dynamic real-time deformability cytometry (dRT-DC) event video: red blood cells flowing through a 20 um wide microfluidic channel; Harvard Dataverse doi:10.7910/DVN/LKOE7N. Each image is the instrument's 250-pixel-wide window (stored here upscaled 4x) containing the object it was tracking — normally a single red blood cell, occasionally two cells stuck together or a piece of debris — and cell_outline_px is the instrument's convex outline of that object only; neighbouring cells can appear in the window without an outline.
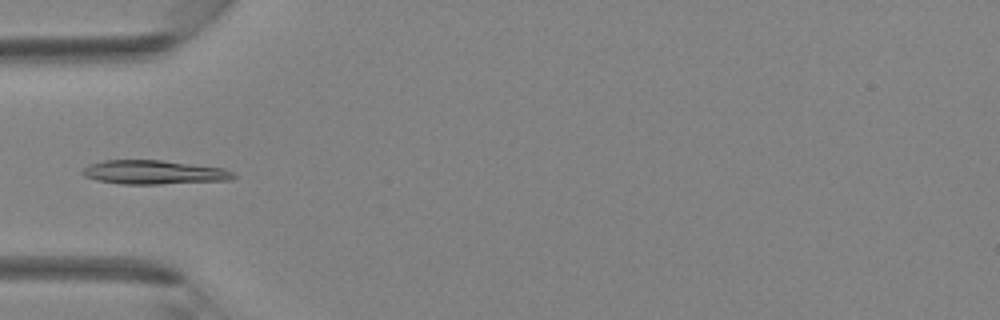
{"species": "Egyptian fruit bat (a non-hibernating species)", "species_latin": "Rousettus aegyptiacus", "temperature_condition": "room temperature", "stored_images_in_passage": 29, "camera_frame_rate_fps": 3000, "um_per_image_px": 0.085, "animal": {"sex": "female"}, "frame": {"image": 1, "passage_image": 1, "time_ms": 0.0, "image_size_px": [1000, 320], "cell_outline_px": [[236, 176], [232, 180], [160, 184], [120, 184], [96, 180], [84, 176], [80, 172], [88, 164], [104, 160], [160, 160], [224, 168], [232, 172]], "centroid_in_image_um": [13.06, 14.65], "position_along_channel_um": 71.9, "area_um2": 21.15}}
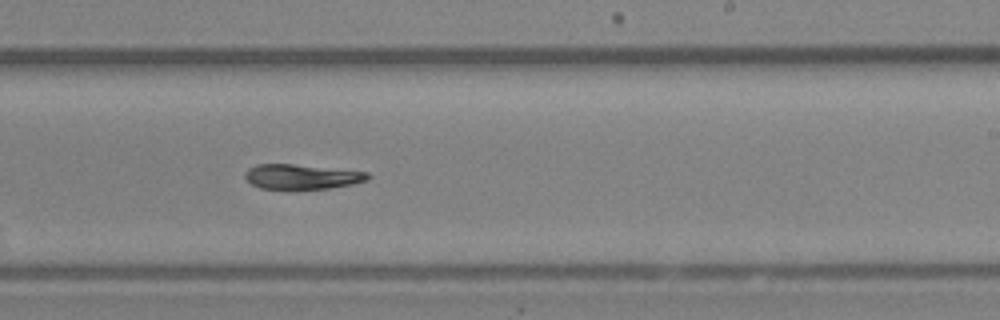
{"frame": {"image": 2, "passage_image": 13, "time_ms": 4.0, "image_size_px": [1000, 320], "cell_outline_px": [[372, 176], [368, 180], [352, 184], [328, 188], [260, 188], [252, 184], [244, 176], [244, 172], [248, 168], [256, 164], [292, 164], [368, 172]], "centroid_in_image_um": [25.65, 15.0], "position_along_channel_um": 263.4, "area_um2": 17.51}}
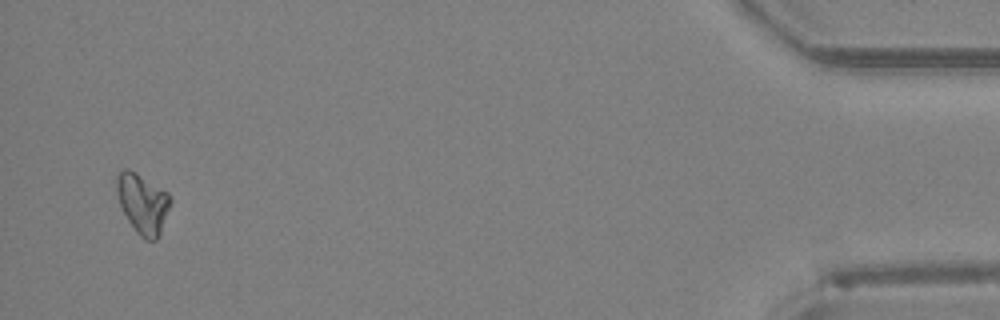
{"frame": {"image": 3, "passage_image": 28, "time_ms": 9.0, "image_size_px": [1000, 320], "cell_outline_px": [[172, 200], [160, 236], [156, 240], [144, 240], [136, 232], [128, 220], [120, 204], [116, 192], [116, 176], [124, 168], [128, 168], [136, 172], [168, 192]], "centroid_in_image_um": [12.14, 17.3], "position_along_channel_um": 423.1, "area_um2": 18.9}}